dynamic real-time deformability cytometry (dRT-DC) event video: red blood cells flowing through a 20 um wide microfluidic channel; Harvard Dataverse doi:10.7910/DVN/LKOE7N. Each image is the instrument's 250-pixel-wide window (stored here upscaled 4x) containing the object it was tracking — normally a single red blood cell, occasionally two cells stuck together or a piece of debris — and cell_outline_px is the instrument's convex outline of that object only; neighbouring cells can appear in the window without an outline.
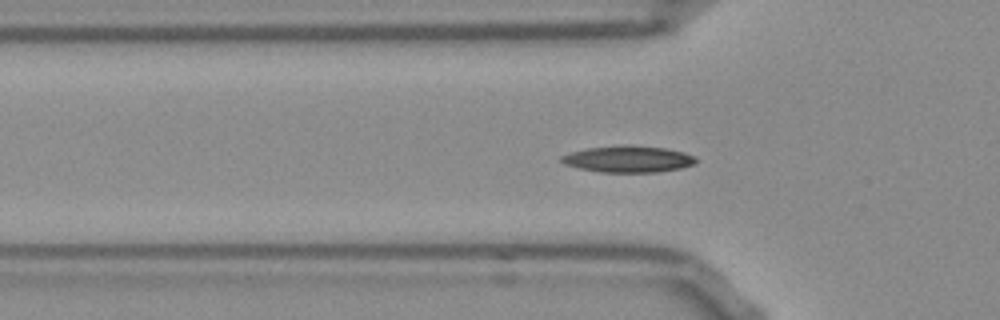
{"species": "Egyptian fruit bat (a non-hibernating species)", "species_latin": "Rousettus aegyptiacus", "temperature_condition": "room temperature", "stored_images_in_passage": 53, "camera_frame_rate_fps": 3000, "um_per_image_px": 0.085, "frame": {"image": 1, "passage_image": 16, "time_ms": 5.0, "image_size_px": [1000, 320], "cell_outline_px": [[696, 164], [680, 168], [656, 172], [600, 172], [580, 168], [564, 164], [560, 160], [560, 156], [572, 152], [588, 148], [620, 144], [632, 144], [664, 148], [684, 152], [696, 156]], "centroid_in_image_um": [53.41, 13.5], "position_along_channel_um": 72.4, "area_um2": 20.98}, "authors_computed_cell_mechanics": {"area_um2": 18.9584, "velocity_mm_per_s": 3.8436, "shape_relaxation_time_tau1_ms": 6.8254, "shape_relaxation_time_tau2_ms": 4.0956, "deformation_change_tau1": 0.172, "deformation_change_tau2": 0.0903}}